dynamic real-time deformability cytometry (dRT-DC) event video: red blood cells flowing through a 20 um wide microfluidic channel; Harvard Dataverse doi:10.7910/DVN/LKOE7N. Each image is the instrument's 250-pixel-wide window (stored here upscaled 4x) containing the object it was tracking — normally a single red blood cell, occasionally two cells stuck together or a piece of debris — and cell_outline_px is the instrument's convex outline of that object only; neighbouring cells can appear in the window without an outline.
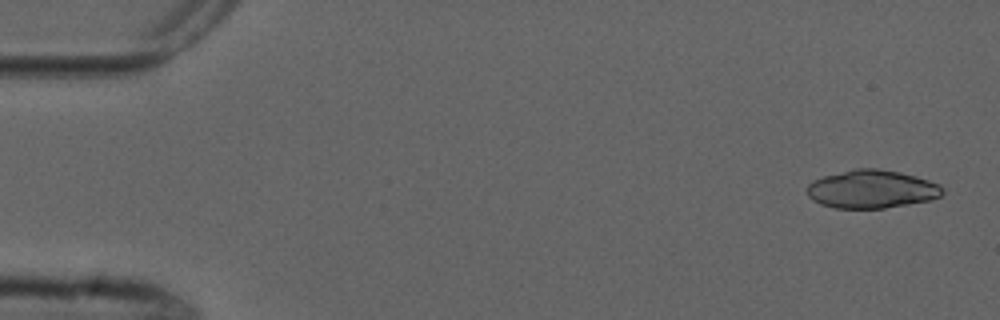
{"species": "common noctule bat (a hibernating species)", "species_latin": "Nyctalus noctula", "temperature_condition": "cold", "stored_images_in_passage": 7, "camera_frame_rate_fps": 3000, "um_per_image_px": 0.085, "animal": {"sex": "male", "forearm_length_mm": 52.5}, "frame": {"image": 1, "passage_image": 1, "time_ms": 0.0, "image_size_px": [1000, 320], "cell_outline_px": [[944, 192], [940, 196], [928, 200], [908, 204], [884, 208], [836, 208], [820, 204], [812, 200], [808, 196], [808, 184], [812, 180], [824, 176], [852, 168], [876, 168], [900, 172], [916, 176], [940, 184], [944, 188]], "centroid_in_image_um": [74.09, 16.07], "position_along_channel_um": 10.9, "area_um2": 30.23}}